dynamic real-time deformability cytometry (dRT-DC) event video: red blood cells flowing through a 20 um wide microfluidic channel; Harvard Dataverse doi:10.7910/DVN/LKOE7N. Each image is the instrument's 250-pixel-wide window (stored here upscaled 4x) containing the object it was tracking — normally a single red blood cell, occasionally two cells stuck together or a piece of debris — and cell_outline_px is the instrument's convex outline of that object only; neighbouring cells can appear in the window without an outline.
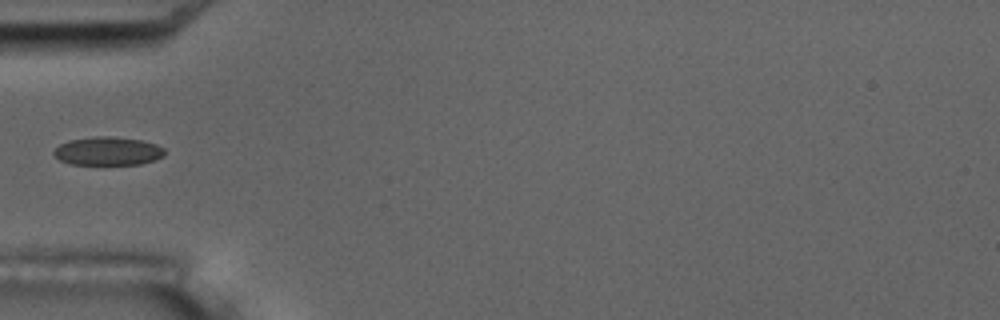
{"species": "common noctule bat (a hibernating species)", "species_latin": "Nyctalus noctula", "temperature_condition": "room temperature", "stored_images_in_passage": 5, "camera_frame_rate_fps": 3000, "um_per_image_px": 0.085, "animal": {"sex": "male", "body_mass_g": 17.5, "forearm_length_mm": 52.3}, "frame": {"image": 1, "passage_image": 2, "time_ms": 1.333, "image_size_px": [1000, 320], "cell_outline_px": [[164, 156], [140, 164], [72, 164], [60, 160], [52, 152], [60, 144], [68, 140], [96, 136], [108, 136], [140, 140], [156, 144], [164, 148]], "centroid_in_image_um": [9.15, 12.84], "position_along_channel_um": 75.8, "area_um2": 18.15}}
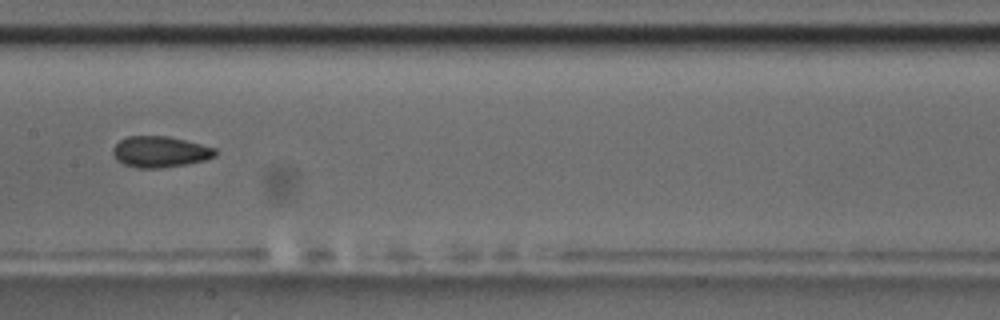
{"frame": {"image": 2, "passage_image": 5, "time_ms": 4.667, "image_size_px": [1000, 320], "cell_outline_px": [[216, 156], [204, 160], [184, 164], [160, 168], [136, 168], [124, 164], [116, 160], [112, 152], [112, 148], [120, 140], [128, 136], [168, 136], [216, 148]], "centroid_in_image_um": [13.57, 12.9], "position_along_channel_um": 193.8, "area_um2": 18.44}}